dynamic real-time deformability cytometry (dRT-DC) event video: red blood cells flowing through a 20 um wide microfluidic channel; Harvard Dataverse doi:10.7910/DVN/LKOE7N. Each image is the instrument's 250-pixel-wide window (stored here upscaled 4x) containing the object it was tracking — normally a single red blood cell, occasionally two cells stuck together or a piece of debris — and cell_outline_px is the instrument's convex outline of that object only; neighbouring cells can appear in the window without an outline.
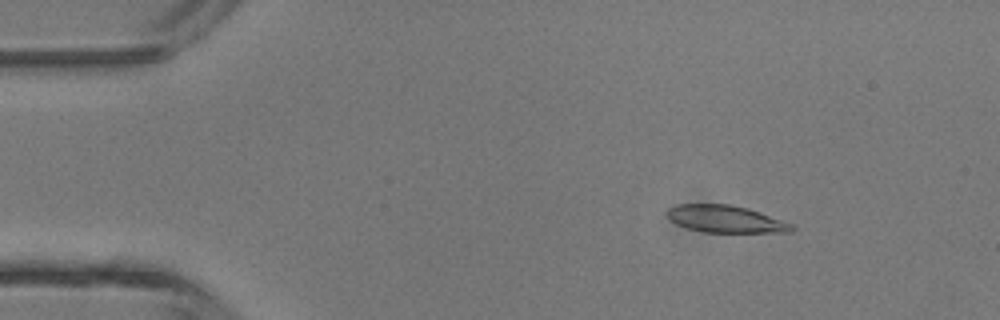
{"species": "common noctule bat (a hibernating species)", "species_latin": "Nyctalus noctula", "temperature_condition": "room temperature", "stored_images_in_passage": 4, "camera_frame_rate_fps": 3000, "um_per_image_px": 0.085, "animal": {"sex": "male", "body_mass_g": 13.3}, "frame": {"image": 1, "passage_image": 2, "time_ms": 1.0, "image_size_px": [1000, 320], "cell_outline_px": [[796, 228], [792, 232], [704, 232], [688, 228], [676, 224], [668, 220], [668, 208], [676, 204], [728, 204], [748, 208], [760, 212], [792, 224]], "centroid_in_image_um": [61.66, 18.61], "position_along_channel_um": 23.3, "area_um2": 19.71}}
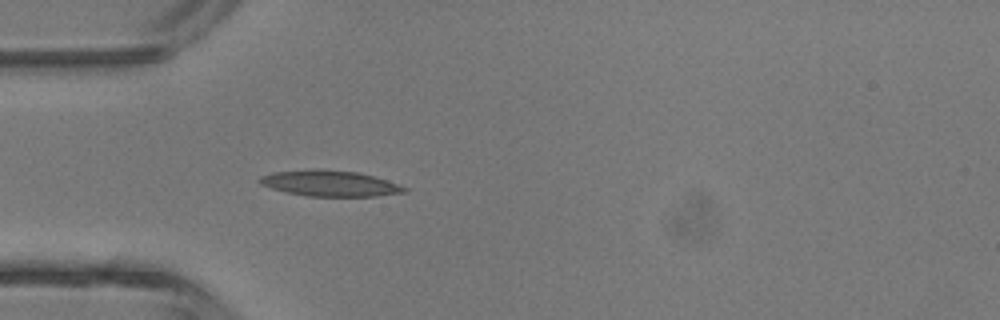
{"frame": {"image": 2, "passage_image": 4, "time_ms": 3.333, "image_size_px": [1000, 320], "cell_outline_px": [[408, 192], [376, 196], [308, 196], [288, 192], [272, 188], [260, 184], [256, 180], [260, 176], [272, 172], [316, 168], [320, 168], [356, 172], [372, 176], [408, 188]], "centroid_in_image_um": [27.99, 15.57], "position_along_channel_um": 57.0, "area_um2": 21.73}}